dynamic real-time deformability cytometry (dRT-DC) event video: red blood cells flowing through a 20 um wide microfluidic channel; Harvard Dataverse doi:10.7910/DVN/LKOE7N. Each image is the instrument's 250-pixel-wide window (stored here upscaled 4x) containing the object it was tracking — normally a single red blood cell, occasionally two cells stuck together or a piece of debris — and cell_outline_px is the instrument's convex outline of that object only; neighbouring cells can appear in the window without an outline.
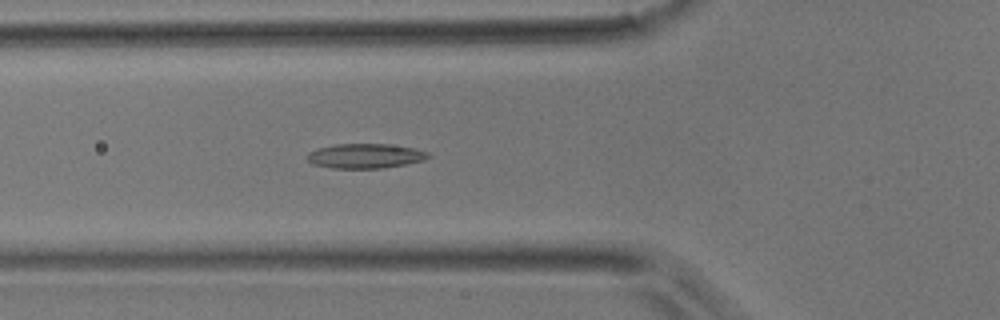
{"species": "common noctule bat (a hibernating species)", "species_latin": "Nyctalus noctula", "temperature_condition": "room temperature", "stored_images_in_passage": 37, "camera_frame_rate_fps": 3000, "um_per_image_px": 0.085, "animal": {"sex": "male", "body_mass_g": 17.9}, "frame": {"image": 1, "passage_image": 5, "time_ms": 1.333, "image_size_px": [1000, 320], "cell_outline_px": [[432, 156], [424, 160], [404, 164], [380, 168], [332, 168], [312, 164], [308, 160], [308, 152], [320, 148], [336, 144], [388, 144], [412, 148], [428, 152]], "centroid_in_image_um": [31.05, 13.25], "position_along_channel_um": 94.8, "area_um2": 17.17}}
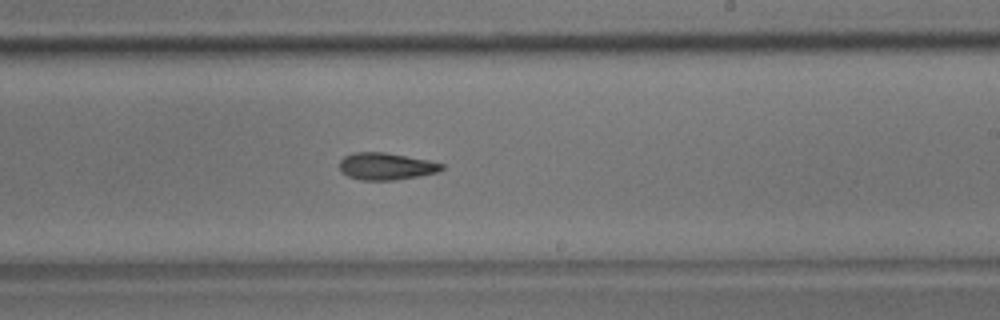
{"frame": {"image": 2, "passage_image": 17, "time_ms": 5.333, "image_size_px": [1000, 320], "cell_outline_px": [[444, 168], [436, 172], [416, 176], [392, 180], [360, 180], [348, 176], [340, 168], [340, 160], [344, 156], [352, 152], [384, 152], [428, 160], [444, 164]], "centroid_in_image_um": [32.79, 14.12], "position_along_channel_um": 256.2, "area_um2": 15.9}}
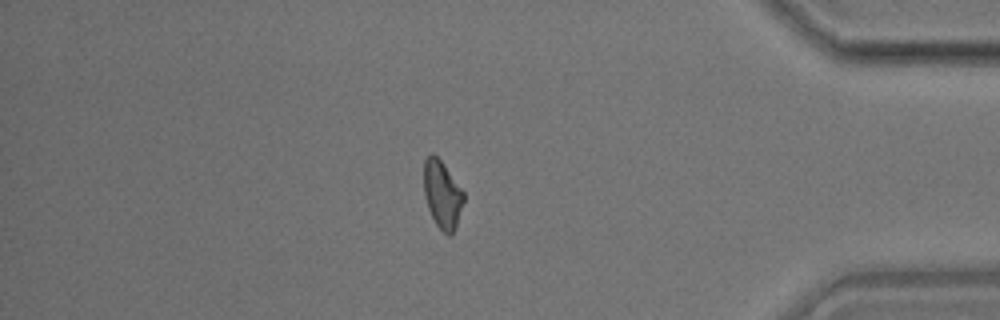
{"frame": {"image": 3, "passage_image": 30, "time_ms": 9.667, "image_size_px": [1000, 320], "cell_outline_px": [[464, 200], [452, 236], [448, 236], [436, 224], [428, 208], [424, 196], [424, 160], [432, 152], [444, 164], [464, 192]], "centroid_in_image_um": [37.58, 16.52], "position_along_channel_um": 397.6, "area_um2": 15.55}}